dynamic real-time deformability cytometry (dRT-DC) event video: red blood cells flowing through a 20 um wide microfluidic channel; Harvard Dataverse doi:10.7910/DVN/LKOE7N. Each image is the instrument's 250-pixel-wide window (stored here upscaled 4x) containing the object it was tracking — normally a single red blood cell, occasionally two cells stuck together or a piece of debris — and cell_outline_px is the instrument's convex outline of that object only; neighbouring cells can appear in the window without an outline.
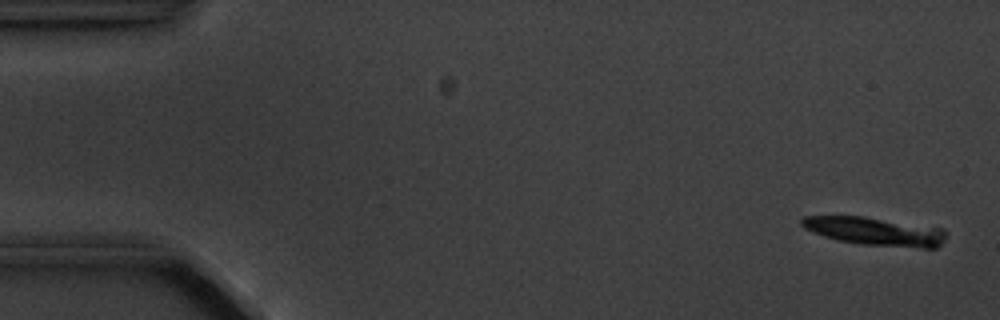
{"species": "common noctule bat (a hibernating species)", "species_latin": "Nyctalus noctula", "temperature_condition": "cold", "stored_images_in_passage": 5, "camera_frame_rate_fps": 3000, "um_per_image_px": 0.085, "animal": {"sex": "male", "body_mass_g": 20.1, "forearm_length_mm": 53.5}, "frame": {"image": 1, "passage_image": 1, "time_ms": 0.0, "image_size_px": [1000, 320], "cell_outline_px": [[944, 240], [936, 248], [924, 248], [860, 244], [836, 240], [812, 232], [804, 228], [800, 224], [800, 220], [804, 216], [864, 216], [944, 228]], "centroid_in_image_um": [74.34, 19.65], "position_along_channel_um": 10.7, "area_um2": 23.81}}